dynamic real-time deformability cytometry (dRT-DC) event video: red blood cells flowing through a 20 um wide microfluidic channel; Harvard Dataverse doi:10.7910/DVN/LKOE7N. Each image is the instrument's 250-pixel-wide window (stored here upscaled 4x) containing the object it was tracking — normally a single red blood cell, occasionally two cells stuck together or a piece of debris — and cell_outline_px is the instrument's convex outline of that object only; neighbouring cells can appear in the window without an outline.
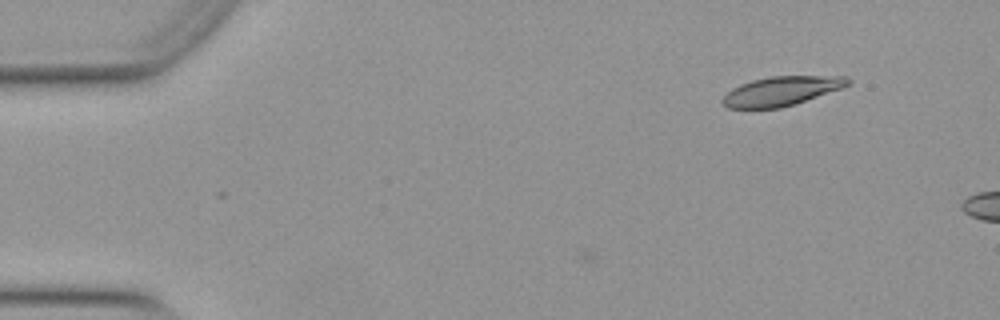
{"species": "Egyptian fruit bat (a non-hibernating species)", "species_latin": "Rousettus aegyptiacus", "temperature_condition": "warm", "stored_images_in_passage": 6, "camera_frame_rate_fps": 3000, "um_per_image_px": 0.085, "animal": {"sex": "female"}, "frame": {"image": 1, "passage_image": 1, "time_ms": 0.0, "image_size_px": [1000, 320], "cell_outline_px": [[852, 80], [848, 84], [840, 88], [780, 108], [728, 108], [720, 104], [720, 100], [732, 88], [740, 84], [752, 80], [768, 76], [844, 76]], "centroid_in_image_um": [66.33, 7.73], "position_along_channel_um": 18.7, "area_um2": 21.04}}